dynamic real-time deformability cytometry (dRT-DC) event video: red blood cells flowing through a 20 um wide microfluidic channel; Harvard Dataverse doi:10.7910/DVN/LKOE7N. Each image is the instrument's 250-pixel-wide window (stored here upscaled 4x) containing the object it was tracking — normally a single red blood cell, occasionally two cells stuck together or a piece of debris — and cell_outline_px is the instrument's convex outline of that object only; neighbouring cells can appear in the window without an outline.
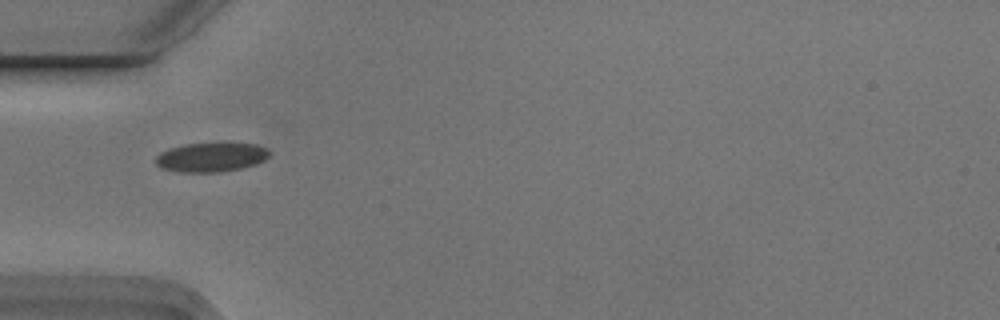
{"species": "Egyptian fruit bat (a non-hibernating species)", "species_latin": "Rousettus aegyptiacus", "temperature_condition": "cold", "stored_images_in_passage": 3, "camera_frame_rate_fps": 3000, "um_per_image_px": 0.085, "animal": {"sex": "male"}, "frame": {"image": 1, "passage_image": 1, "time_ms": 0.0, "image_size_px": [1000, 320], "cell_outline_px": [[268, 156], [264, 160], [256, 164], [240, 168], [220, 172], [180, 172], [164, 168], [156, 164], [156, 156], [160, 152], [168, 148], [188, 144], [256, 144], [268, 148]], "centroid_in_image_um": [17.93, 13.37], "position_along_channel_um": 67.1, "area_um2": 19.02}}
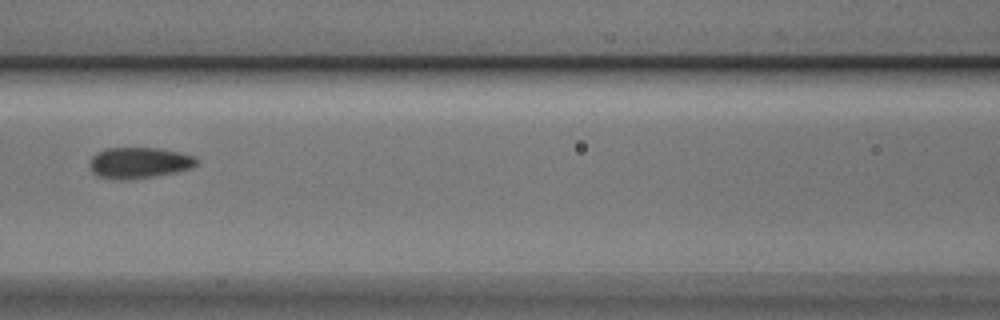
{"frame": {"image": 2, "passage_image": 3, "time_ms": 0.667, "image_size_px": [1000, 320], "cell_outline_px": [[196, 164], [192, 168], [176, 172], [152, 176], [120, 180], [100, 176], [92, 172], [88, 164], [92, 156], [96, 152], [104, 148], [156, 148], [180, 152], [196, 156]], "centroid_in_image_um": [11.8, 13.82], "position_along_channel_um": 154.8, "area_um2": 19.25}}